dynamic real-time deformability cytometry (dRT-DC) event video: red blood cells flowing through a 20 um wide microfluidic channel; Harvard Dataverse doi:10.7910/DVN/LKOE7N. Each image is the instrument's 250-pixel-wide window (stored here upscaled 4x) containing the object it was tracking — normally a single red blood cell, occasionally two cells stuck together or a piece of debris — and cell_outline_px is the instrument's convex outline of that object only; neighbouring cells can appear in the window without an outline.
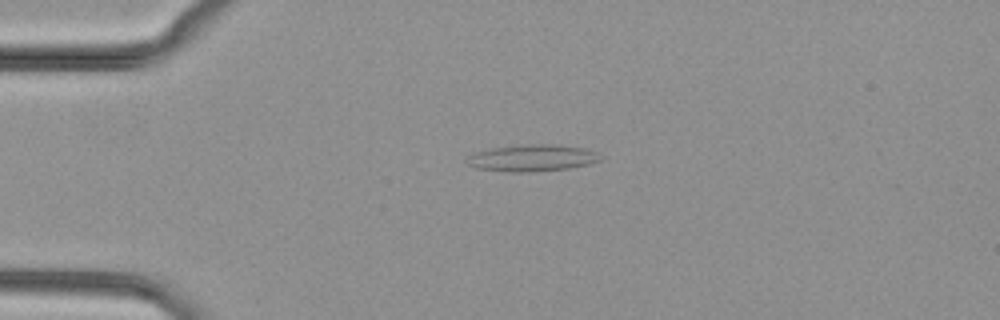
{"species": "common noctule bat (a hibernating species)", "species_latin": "Nyctalus noctula", "temperature_condition": "cold", "stored_images_in_passage": 43, "camera_frame_rate_fps": 3000, "um_per_image_px": 0.085, "animal": {"sex": "female", "body_mass_g": 29.2, "forearm_length_mm": 56.3}, "frame": {"image": 1, "passage_image": 4, "time_ms": 1.0, "image_size_px": [1000, 320], "cell_outline_px": [[600, 160], [588, 164], [568, 168], [528, 172], [512, 172], [476, 168], [468, 164], [464, 160], [472, 152], [488, 148], [528, 144], [552, 144], [584, 148], [596, 152]], "centroid_in_image_um": [45.14, 13.42], "position_along_channel_um": 39.9, "area_um2": 20.75}}
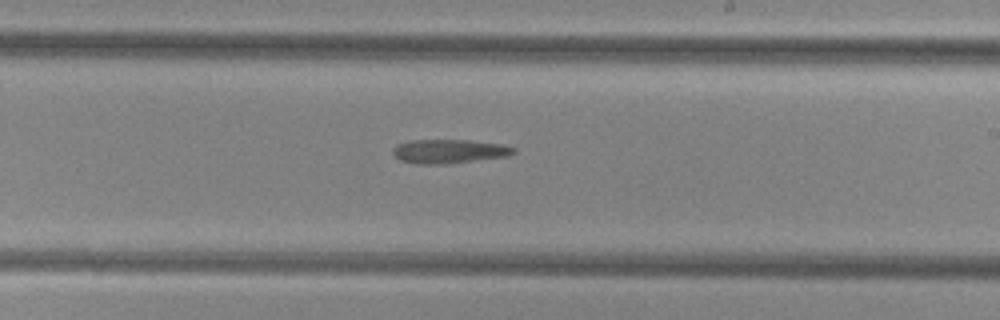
{"frame": {"image": 2, "passage_image": 22, "time_ms": 7.0, "image_size_px": [1000, 320], "cell_outline_px": [[516, 152], [508, 156], [444, 164], [416, 164], [400, 160], [392, 152], [392, 148], [396, 144], [412, 140], [468, 140], [500, 144], [516, 148]], "centroid_in_image_um": [38.15, 12.86], "position_along_channel_um": 250.9, "area_um2": 16.82}}
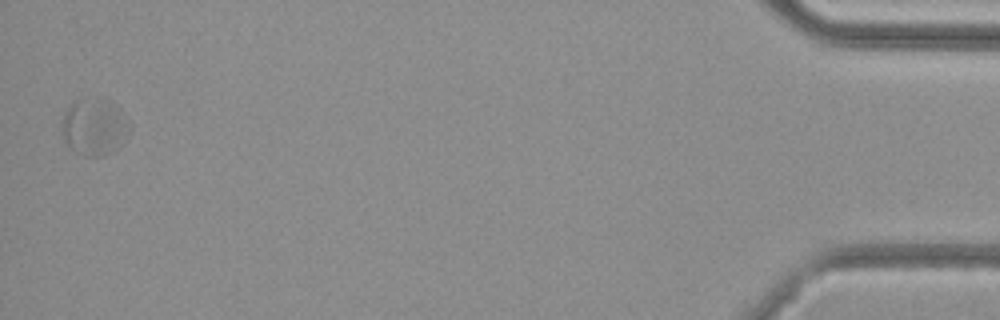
{"frame": {"image": 3, "passage_image": 42, "time_ms": 13.667, "image_size_px": [1000, 320], "cell_outline_px": [[124, 116], [116, 148], [104, 156], [84, 156], [76, 152], [64, 140], [64, 116], [68, 108], [76, 100], [100, 96], [104, 96], [112, 100], [120, 108]], "centroid_in_image_um": [7.92, 10.71], "position_along_channel_um": 427.3, "area_um2": 20.98}}